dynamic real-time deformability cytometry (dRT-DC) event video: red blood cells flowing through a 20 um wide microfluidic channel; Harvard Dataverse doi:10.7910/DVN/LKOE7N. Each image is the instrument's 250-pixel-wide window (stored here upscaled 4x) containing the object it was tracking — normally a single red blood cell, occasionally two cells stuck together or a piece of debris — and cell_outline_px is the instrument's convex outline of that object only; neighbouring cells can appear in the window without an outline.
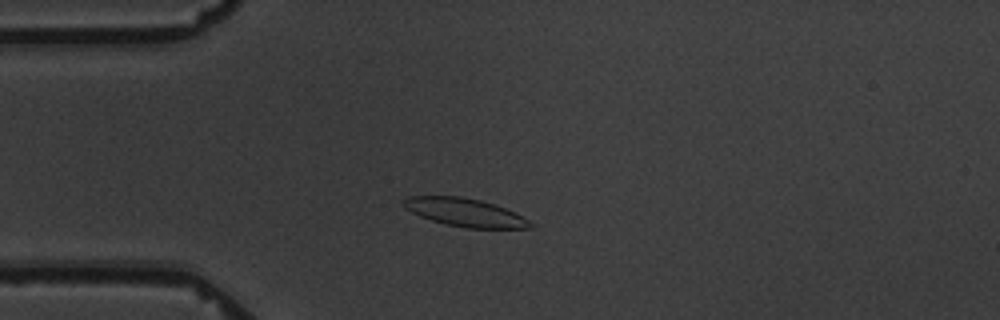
{"species": "common noctule bat (a hibernating species)", "species_latin": "Nyctalus noctula", "temperature_condition": "warm", "stored_images_in_passage": 5, "camera_frame_rate_fps": 3000, "um_per_image_px": 0.085, "animal": {"sex": "male", "body_mass_g": 19.5, "forearm_length_mm": 54.6}, "frame": {"image": 1, "passage_image": 3, "time_ms": 3.333, "image_size_px": [1000, 320], "cell_outline_px": [[536, 224], [532, 228], [468, 228], [444, 224], [420, 216], [404, 208], [400, 200], [408, 196], [460, 196], [480, 200], [516, 212]], "centroid_in_image_um": [39.52, 18.06], "position_along_channel_um": 45.5, "area_um2": 20.92}}
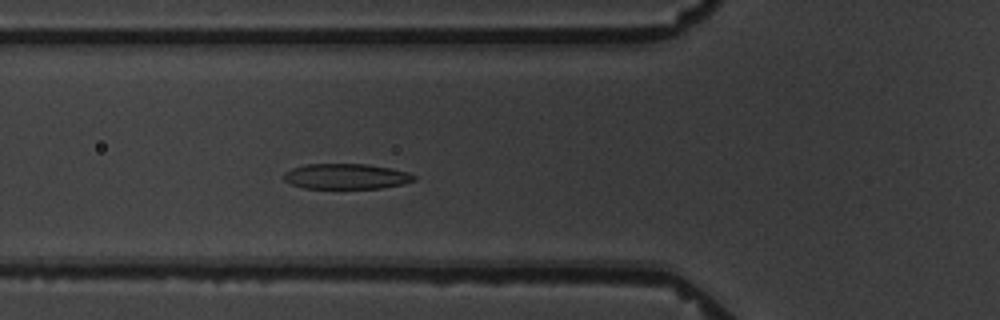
{"frame": {"image": 2, "passage_image": 5, "time_ms": 5.333, "image_size_px": [1000, 320], "cell_outline_px": [[416, 180], [404, 184], [380, 188], [304, 188], [292, 184], [284, 180], [284, 172], [292, 168], [304, 164], [368, 164], [392, 168], [408, 172], [416, 176]], "centroid_in_image_um": [29.45, 14.98], "position_along_channel_um": 96.4, "area_um2": 19.36}}